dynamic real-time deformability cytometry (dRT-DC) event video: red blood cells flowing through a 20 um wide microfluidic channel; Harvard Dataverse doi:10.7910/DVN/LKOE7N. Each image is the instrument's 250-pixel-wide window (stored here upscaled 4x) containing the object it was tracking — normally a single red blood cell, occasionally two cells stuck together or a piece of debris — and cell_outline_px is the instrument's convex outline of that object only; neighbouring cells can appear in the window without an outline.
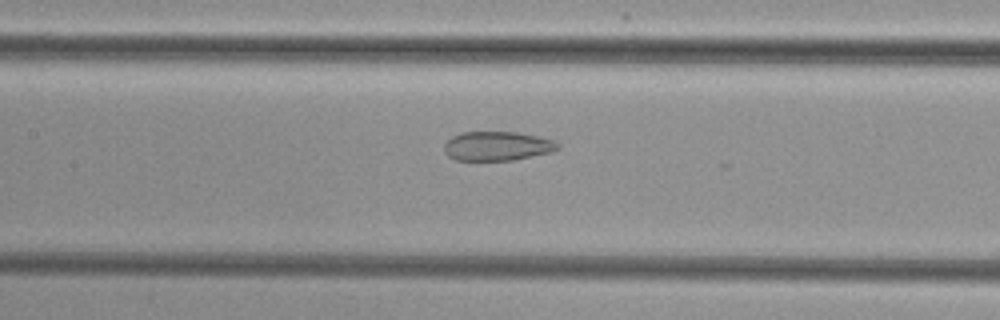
{"species": "common noctule bat (a hibernating species)", "species_latin": "Nyctalus noctula", "temperature_condition": "cold", "stored_images_in_passage": 51, "camera_frame_rate_fps": 3000, "um_per_image_px": 0.085, "animal": {"sex": "female", "body_mass_g": 29.2, "forearm_length_mm": 56.3}, "frame": {"image": 1, "passage_image": 25, "time_ms": 8.0, "image_size_px": [1000, 320], "cell_outline_px": [[560, 148], [552, 152], [512, 160], [456, 160], [448, 156], [444, 152], [444, 144], [452, 136], [460, 132], [516, 132], [536, 136], [552, 140], [560, 144]], "centroid_in_image_um": [42.25, 12.41], "position_along_channel_um": 165.2, "area_um2": 19.31}}
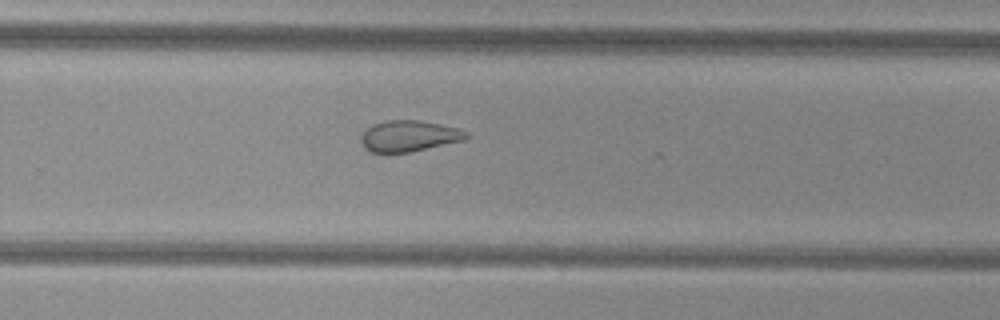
{"frame": {"image": 2, "passage_image": 35, "time_ms": 11.333, "image_size_px": [1000, 320], "cell_outline_px": [[468, 136], [464, 140], [408, 152], [372, 152], [364, 148], [360, 140], [360, 136], [372, 124], [384, 120], [420, 120], [440, 124], [456, 128], [468, 132]], "centroid_in_image_um": [34.73, 11.55], "position_along_channel_um": 295.1, "area_um2": 18.9}}
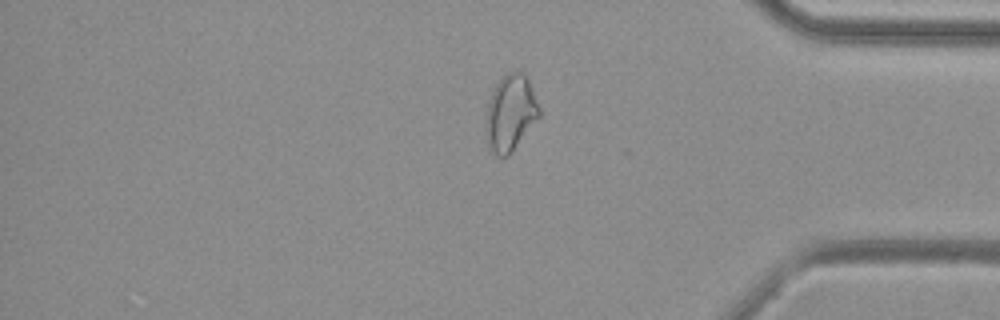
{"frame": {"image": 3, "passage_image": 44, "time_ms": 14.333, "image_size_px": [1000, 320], "cell_outline_px": [[540, 116], [508, 156], [496, 156], [484, 132], [488, 104], [492, 92], [496, 84], [508, 72], [524, 72], [528, 80], [540, 108]], "centroid_in_image_um": [43.39, 9.6], "position_along_channel_um": 391.8, "area_um2": 23.24}}